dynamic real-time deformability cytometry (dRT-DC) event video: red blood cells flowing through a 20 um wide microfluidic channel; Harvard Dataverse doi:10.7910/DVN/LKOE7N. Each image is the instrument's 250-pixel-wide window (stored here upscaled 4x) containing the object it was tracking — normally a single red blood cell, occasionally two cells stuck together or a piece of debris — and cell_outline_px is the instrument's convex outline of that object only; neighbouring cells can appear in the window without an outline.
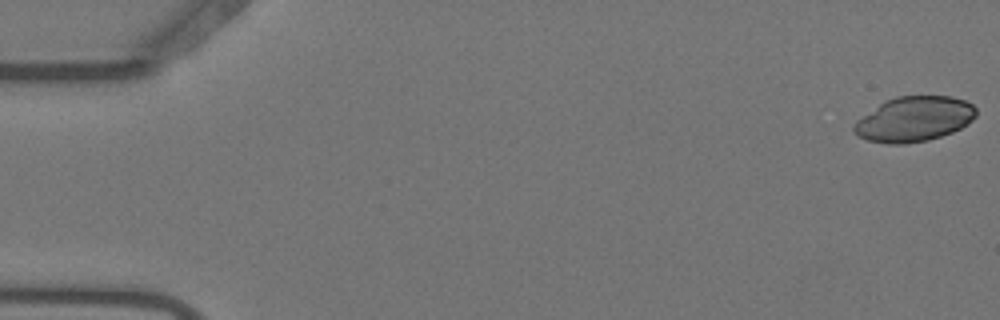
{"species": "Egyptian fruit bat (a non-hibernating species)", "species_latin": "Rousettus aegyptiacus", "temperature_condition": "warm", "stored_images_in_passage": 55, "camera_frame_rate_fps": 3000, "um_per_image_px": 0.085, "animal": {"sex": "female"}, "frame": {"image": 1, "passage_image": 1, "time_ms": 0.0, "image_size_px": [1000, 320], "cell_outline_px": [[976, 116], [968, 124], [952, 132], [928, 140], [904, 144], [888, 144], [868, 140], [852, 132], [852, 128], [856, 120], [884, 100], [896, 96], [952, 96], [964, 100], [972, 104], [976, 108]], "centroid_in_image_um": [77.68, 10.11], "position_along_channel_um": 7.3, "area_um2": 32.19}}